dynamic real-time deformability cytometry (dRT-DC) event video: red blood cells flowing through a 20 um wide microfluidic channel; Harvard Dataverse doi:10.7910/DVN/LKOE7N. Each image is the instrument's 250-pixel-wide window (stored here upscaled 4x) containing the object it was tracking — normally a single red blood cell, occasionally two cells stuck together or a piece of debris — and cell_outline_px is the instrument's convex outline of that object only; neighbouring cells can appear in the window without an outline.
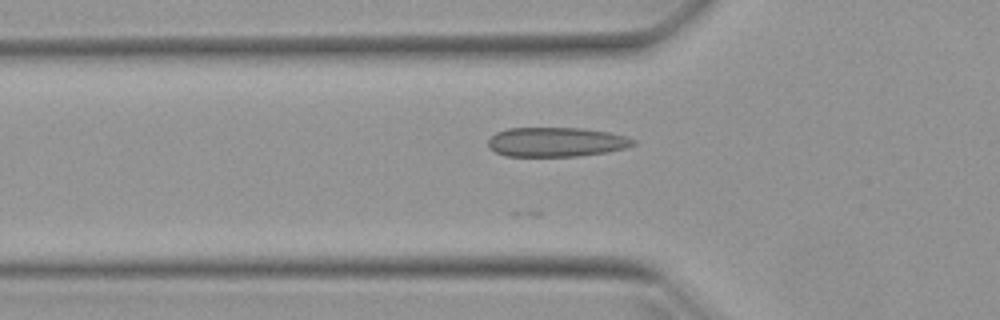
{"species": "Egyptian fruit bat (a non-hibernating species)", "species_latin": "Rousettus aegyptiacus", "temperature_condition": "warm", "stored_images_in_passage": 11, "camera_frame_rate_fps": 3000, "um_per_image_px": 0.085, "animal": {"sex": "female"}, "frame": {"image": 1, "passage_image": 5, "time_ms": 1.333, "image_size_px": [1000, 320], "cell_outline_px": [[636, 144], [624, 148], [608, 152], [580, 156], [504, 156], [488, 148], [488, 140], [496, 132], [508, 128], [584, 128], [608, 132], [624, 136], [636, 140]], "centroid_in_image_um": [47.27, 12.07], "position_along_channel_um": 78.5, "area_um2": 24.97}}
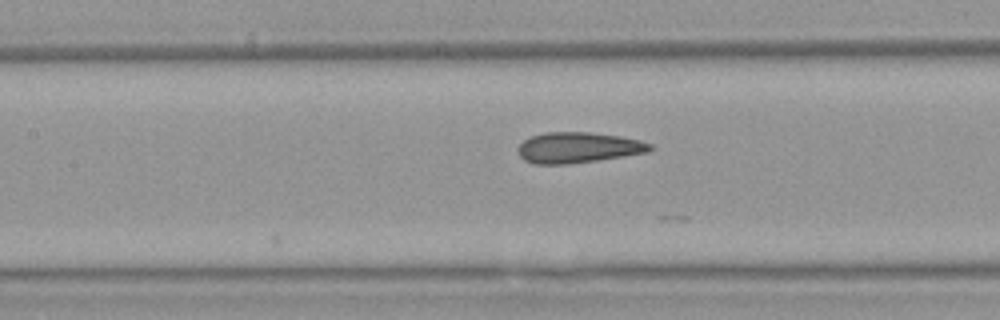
{"frame": {"image": 2, "passage_image": 11, "time_ms": 3.333, "image_size_px": [1000, 320], "cell_outline_px": [[652, 148], [648, 152], [624, 156], [568, 164], [532, 164], [524, 160], [520, 156], [516, 148], [524, 140], [532, 136], [544, 132], [588, 132], [620, 136], [640, 140], [652, 144]], "centroid_in_image_um": [49.11, 12.54], "position_along_channel_um": 158.3, "area_um2": 23.64}}